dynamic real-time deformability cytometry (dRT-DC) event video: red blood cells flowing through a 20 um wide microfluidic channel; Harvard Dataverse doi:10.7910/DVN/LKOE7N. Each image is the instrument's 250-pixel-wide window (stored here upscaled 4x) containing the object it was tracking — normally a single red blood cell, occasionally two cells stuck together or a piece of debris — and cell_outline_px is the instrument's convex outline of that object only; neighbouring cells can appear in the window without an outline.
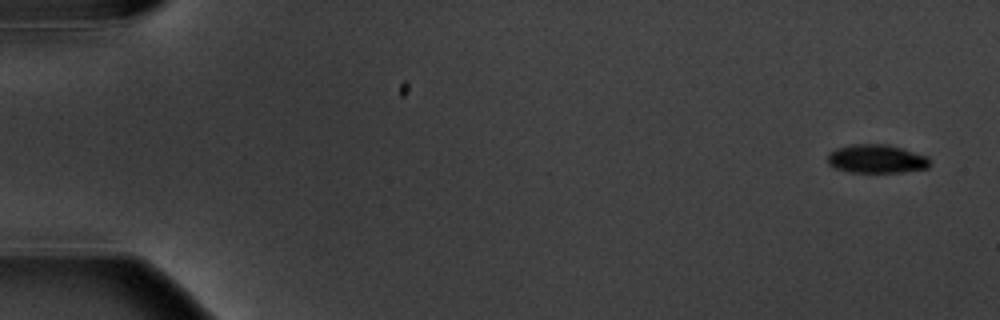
{"species": "common noctule bat (a hibernating species)", "species_latin": "Nyctalus noctula", "temperature_condition": "warm", "stored_images_in_passage": 7, "camera_frame_rate_fps": 3000, "um_per_image_px": 0.085, "animal": {"sex": "male", "body_mass_g": 20.1, "forearm_length_mm": 53.5}, "frame": {"image": 1, "passage_image": 1, "time_ms": 0.0, "image_size_px": [1000, 320], "cell_outline_px": [[928, 168], [904, 172], [852, 172], [836, 168], [828, 164], [828, 152], [836, 148], [852, 144], [888, 144], [928, 156]], "centroid_in_image_um": [74.49, 13.49], "position_along_channel_um": 10.5, "area_um2": 16.99}}
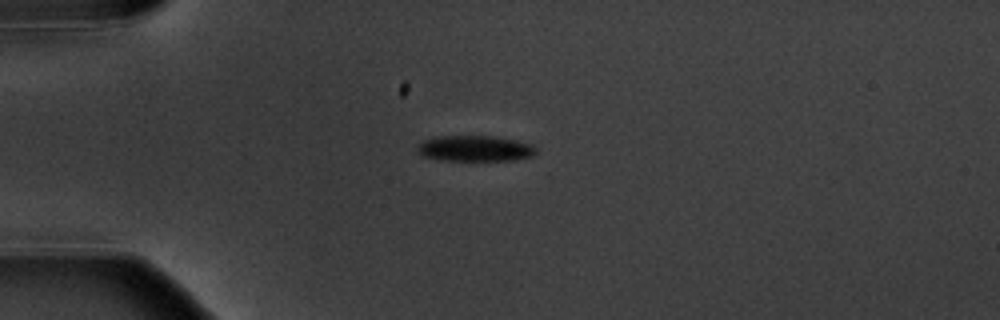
{"frame": {"image": 2, "passage_image": 4, "time_ms": 4.333, "image_size_px": [1000, 320], "cell_outline_px": [[536, 156], [512, 160], [444, 160], [424, 156], [416, 148], [424, 140], [436, 136], [496, 136], [536, 144]], "centroid_in_image_um": [40.47, 12.61], "position_along_channel_um": 44.5, "area_um2": 17.92}}